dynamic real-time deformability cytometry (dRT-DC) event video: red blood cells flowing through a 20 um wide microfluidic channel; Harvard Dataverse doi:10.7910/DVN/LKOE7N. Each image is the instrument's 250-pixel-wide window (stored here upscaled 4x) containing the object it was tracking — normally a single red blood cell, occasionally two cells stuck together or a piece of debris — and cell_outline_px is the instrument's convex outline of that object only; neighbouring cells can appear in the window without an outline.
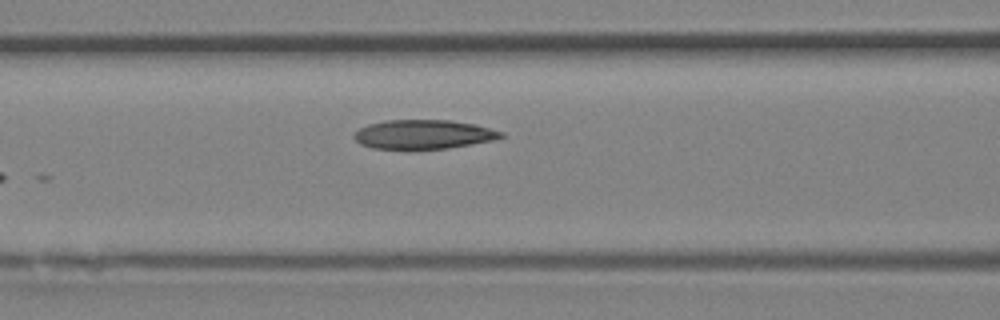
{"species": "Egyptian fruit bat (a non-hibernating species)", "species_latin": "Rousettus aegyptiacus", "temperature_condition": "room temperature", "stored_images_in_passage": 4, "camera_frame_rate_fps": 3000, "um_per_image_px": 0.085, "animal": {"sex": "female"}, "frame": {"image": 1, "passage_image": 4, "time_ms": 1.0, "image_size_px": [1000, 320], "cell_outline_px": [[504, 136], [492, 140], [472, 144], [448, 148], [412, 152], [404, 152], [372, 148], [360, 144], [352, 136], [360, 128], [368, 124], [384, 120], [448, 120], [476, 124], [504, 132]], "centroid_in_image_um": [35.94, 11.47], "position_along_channel_um": 130.7, "area_um2": 25.95}}